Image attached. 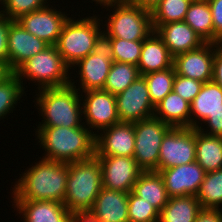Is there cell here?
Returning <instances> with one entry per match:
<instances>
[{
    "instance_id": "6da1fadb",
    "label": "cell",
    "mask_w": 222,
    "mask_h": 222,
    "mask_svg": "<svg viewBox=\"0 0 222 222\" xmlns=\"http://www.w3.org/2000/svg\"><path fill=\"white\" fill-rule=\"evenodd\" d=\"M41 159V160H40ZM15 181L12 200L56 201L64 203L67 188L68 163L40 157ZM22 175V176H21Z\"/></svg>"
},
{
    "instance_id": "7a4b0ae2",
    "label": "cell",
    "mask_w": 222,
    "mask_h": 222,
    "mask_svg": "<svg viewBox=\"0 0 222 222\" xmlns=\"http://www.w3.org/2000/svg\"><path fill=\"white\" fill-rule=\"evenodd\" d=\"M36 138L46 160L76 162L95 155L96 136L84 124L80 127H37Z\"/></svg>"
},
{
    "instance_id": "3957f363",
    "label": "cell",
    "mask_w": 222,
    "mask_h": 222,
    "mask_svg": "<svg viewBox=\"0 0 222 222\" xmlns=\"http://www.w3.org/2000/svg\"><path fill=\"white\" fill-rule=\"evenodd\" d=\"M38 92L34 101L43 120L37 127L73 128L83 124L81 92L74 86L43 88Z\"/></svg>"
},
{
    "instance_id": "277c9868",
    "label": "cell",
    "mask_w": 222,
    "mask_h": 222,
    "mask_svg": "<svg viewBox=\"0 0 222 222\" xmlns=\"http://www.w3.org/2000/svg\"><path fill=\"white\" fill-rule=\"evenodd\" d=\"M102 184L101 167L96 155L68 163L64 205L71 213L90 212Z\"/></svg>"
},
{
    "instance_id": "5b68a950",
    "label": "cell",
    "mask_w": 222,
    "mask_h": 222,
    "mask_svg": "<svg viewBox=\"0 0 222 222\" xmlns=\"http://www.w3.org/2000/svg\"><path fill=\"white\" fill-rule=\"evenodd\" d=\"M70 70L56 46L49 45L42 52L22 63L13 73L21 81L23 87L25 84L23 81L30 80L33 84L36 83L34 84L38 85L36 89L40 90L69 85Z\"/></svg>"
},
{
    "instance_id": "8992f818",
    "label": "cell",
    "mask_w": 222,
    "mask_h": 222,
    "mask_svg": "<svg viewBox=\"0 0 222 222\" xmlns=\"http://www.w3.org/2000/svg\"><path fill=\"white\" fill-rule=\"evenodd\" d=\"M101 23L103 20H100L99 14L77 20L69 17L65 22L55 46L70 69L77 61L92 53L95 41L103 31Z\"/></svg>"
},
{
    "instance_id": "52a82bcc",
    "label": "cell",
    "mask_w": 222,
    "mask_h": 222,
    "mask_svg": "<svg viewBox=\"0 0 222 222\" xmlns=\"http://www.w3.org/2000/svg\"><path fill=\"white\" fill-rule=\"evenodd\" d=\"M110 8V9H109ZM103 31L111 38L128 41L145 40L153 31L151 11L126 1L106 9Z\"/></svg>"
},
{
    "instance_id": "ba28073f",
    "label": "cell",
    "mask_w": 222,
    "mask_h": 222,
    "mask_svg": "<svg viewBox=\"0 0 222 222\" xmlns=\"http://www.w3.org/2000/svg\"><path fill=\"white\" fill-rule=\"evenodd\" d=\"M113 62V47L111 37L102 31L97 37L92 53L77 61L72 67H78V80L70 79V85L80 92L103 90L111 64ZM73 81V82H72ZM76 85V86H75ZM79 87V88H78ZM82 89V90H80Z\"/></svg>"
},
{
    "instance_id": "9c48e42d",
    "label": "cell",
    "mask_w": 222,
    "mask_h": 222,
    "mask_svg": "<svg viewBox=\"0 0 222 222\" xmlns=\"http://www.w3.org/2000/svg\"><path fill=\"white\" fill-rule=\"evenodd\" d=\"M202 124L207 127L203 128ZM190 128L206 135L222 136V88L213 81L205 82L190 103Z\"/></svg>"
},
{
    "instance_id": "30bf717a",
    "label": "cell",
    "mask_w": 222,
    "mask_h": 222,
    "mask_svg": "<svg viewBox=\"0 0 222 222\" xmlns=\"http://www.w3.org/2000/svg\"><path fill=\"white\" fill-rule=\"evenodd\" d=\"M170 128V125L155 116L134 123L133 158L143 171H158L160 146L164 135Z\"/></svg>"
},
{
    "instance_id": "8fae6325",
    "label": "cell",
    "mask_w": 222,
    "mask_h": 222,
    "mask_svg": "<svg viewBox=\"0 0 222 222\" xmlns=\"http://www.w3.org/2000/svg\"><path fill=\"white\" fill-rule=\"evenodd\" d=\"M196 161V128L171 127L162 139L158 171Z\"/></svg>"
},
{
    "instance_id": "7c38bea8",
    "label": "cell",
    "mask_w": 222,
    "mask_h": 222,
    "mask_svg": "<svg viewBox=\"0 0 222 222\" xmlns=\"http://www.w3.org/2000/svg\"><path fill=\"white\" fill-rule=\"evenodd\" d=\"M81 98L83 119H85L83 124L85 123L84 125H87L86 127L95 136L99 131L120 122L114 94L104 90H89L82 92Z\"/></svg>"
},
{
    "instance_id": "4fadbf2b",
    "label": "cell",
    "mask_w": 222,
    "mask_h": 222,
    "mask_svg": "<svg viewBox=\"0 0 222 222\" xmlns=\"http://www.w3.org/2000/svg\"><path fill=\"white\" fill-rule=\"evenodd\" d=\"M115 97L120 122L136 123L154 116L155 106L151 102L148 86L143 76H139Z\"/></svg>"
},
{
    "instance_id": "5bb4252c",
    "label": "cell",
    "mask_w": 222,
    "mask_h": 222,
    "mask_svg": "<svg viewBox=\"0 0 222 222\" xmlns=\"http://www.w3.org/2000/svg\"><path fill=\"white\" fill-rule=\"evenodd\" d=\"M104 188L130 193L143 172L133 157L97 156Z\"/></svg>"
},
{
    "instance_id": "9a60e30c",
    "label": "cell",
    "mask_w": 222,
    "mask_h": 222,
    "mask_svg": "<svg viewBox=\"0 0 222 222\" xmlns=\"http://www.w3.org/2000/svg\"><path fill=\"white\" fill-rule=\"evenodd\" d=\"M47 4L45 7L22 15L16 21L29 33L44 40L49 45H56L68 14ZM56 8V9H55Z\"/></svg>"
},
{
    "instance_id": "2e32d148",
    "label": "cell",
    "mask_w": 222,
    "mask_h": 222,
    "mask_svg": "<svg viewBox=\"0 0 222 222\" xmlns=\"http://www.w3.org/2000/svg\"><path fill=\"white\" fill-rule=\"evenodd\" d=\"M134 149V123L119 122L101 130L96 135V156L133 157Z\"/></svg>"
},
{
    "instance_id": "e0dca14e",
    "label": "cell",
    "mask_w": 222,
    "mask_h": 222,
    "mask_svg": "<svg viewBox=\"0 0 222 222\" xmlns=\"http://www.w3.org/2000/svg\"><path fill=\"white\" fill-rule=\"evenodd\" d=\"M159 173L169 197L196 196L206 174L196 161L164 169Z\"/></svg>"
},
{
    "instance_id": "ac0fdd59",
    "label": "cell",
    "mask_w": 222,
    "mask_h": 222,
    "mask_svg": "<svg viewBox=\"0 0 222 222\" xmlns=\"http://www.w3.org/2000/svg\"><path fill=\"white\" fill-rule=\"evenodd\" d=\"M214 43H205L200 48L187 51L174 57L176 74L200 81H212Z\"/></svg>"
},
{
    "instance_id": "d6986e66",
    "label": "cell",
    "mask_w": 222,
    "mask_h": 222,
    "mask_svg": "<svg viewBox=\"0 0 222 222\" xmlns=\"http://www.w3.org/2000/svg\"><path fill=\"white\" fill-rule=\"evenodd\" d=\"M49 46L26 31L16 20L9 25L8 30V66L14 72L22 63L42 52Z\"/></svg>"
},
{
    "instance_id": "ffe728a7",
    "label": "cell",
    "mask_w": 222,
    "mask_h": 222,
    "mask_svg": "<svg viewBox=\"0 0 222 222\" xmlns=\"http://www.w3.org/2000/svg\"><path fill=\"white\" fill-rule=\"evenodd\" d=\"M12 207L23 222H70L71 212L56 201L13 200ZM14 203V204H13Z\"/></svg>"
},
{
    "instance_id": "44dd1931",
    "label": "cell",
    "mask_w": 222,
    "mask_h": 222,
    "mask_svg": "<svg viewBox=\"0 0 222 222\" xmlns=\"http://www.w3.org/2000/svg\"><path fill=\"white\" fill-rule=\"evenodd\" d=\"M156 33L173 57L200 48L204 40L185 22L177 21L160 25Z\"/></svg>"
},
{
    "instance_id": "7402d4cb",
    "label": "cell",
    "mask_w": 222,
    "mask_h": 222,
    "mask_svg": "<svg viewBox=\"0 0 222 222\" xmlns=\"http://www.w3.org/2000/svg\"><path fill=\"white\" fill-rule=\"evenodd\" d=\"M128 195L103 187L89 213L98 222H129Z\"/></svg>"
},
{
    "instance_id": "603a6c76",
    "label": "cell",
    "mask_w": 222,
    "mask_h": 222,
    "mask_svg": "<svg viewBox=\"0 0 222 222\" xmlns=\"http://www.w3.org/2000/svg\"><path fill=\"white\" fill-rule=\"evenodd\" d=\"M173 61L174 57L156 31L143 40L141 56L137 65L141 76L166 70L173 66Z\"/></svg>"
},
{
    "instance_id": "cb8c5ba5",
    "label": "cell",
    "mask_w": 222,
    "mask_h": 222,
    "mask_svg": "<svg viewBox=\"0 0 222 222\" xmlns=\"http://www.w3.org/2000/svg\"><path fill=\"white\" fill-rule=\"evenodd\" d=\"M154 116L171 127L190 128V103L172 90L155 106Z\"/></svg>"
},
{
    "instance_id": "d4e9b609",
    "label": "cell",
    "mask_w": 222,
    "mask_h": 222,
    "mask_svg": "<svg viewBox=\"0 0 222 222\" xmlns=\"http://www.w3.org/2000/svg\"><path fill=\"white\" fill-rule=\"evenodd\" d=\"M132 192L143 198V201L151 203L159 212L170 198L160 173L154 170L143 171L134 184Z\"/></svg>"
},
{
    "instance_id": "484cf974",
    "label": "cell",
    "mask_w": 222,
    "mask_h": 222,
    "mask_svg": "<svg viewBox=\"0 0 222 222\" xmlns=\"http://www.w3.org/2000/svg\"><path fill=\"white\" fill-rule=\"evenodd\" d=\"M196 162L208 172L222 169V136H210L196 129Z\"/></svg>"
},
{
    "instance_id": "4316f807",
    "label": "cell",
    "mask_w": 222,
    "mask_h": 222,
    "mask_svg": "<svg viewBox=\"0 0 222 222\" xmlns=\"http://www.w3.org/2000/svg\"><path fill=\"white\" fill-rule=\"evenodd\" d=\"M201 209L194 195L170 197L159 213L158 222H194Z\"/></svg>"
},
{
    "instance_id": "83f0119b",
    "label": "cell",
    "mask_w": 222,
    "mask_h": 222,
    "mask_svg": "<svg viewBox=\"0 0 222 222\" xmlns=\"http://www.w3.org/2000/svg\"><path fill=\"white\" fill-rule=\"evenodd\" d=\"M184 21L204 40L214 43L212 12L207 0H193Z\"/></svg>"
},
{
    "instance_id": "f1b7e54d",
    "label": "cell",
    "mask_w": 222,
    "mask_h": 222,
    "mask_svg": "<svg viewBox=\"0 0 222 222\" xmlns=\"http://www.w3.org/2000/svg\"><path fill=\"white\" fill-rule=\"evenodd\" d=\"M140 75L138 66L113 61L103 90L117 95L130 86Z\"/></svg>"
},
{
    "instance_id": "f546056e",
    "label": "cell",
    "mask_w": 222,
    "mask_h": 222,
    "mask_svg": "<svg viewBox=\"0 0 222 222\" xmlns=\"http://www.w3.org/2000/svg\"><path fill=\"white\" fill-rule=\"evenodd\" d=\"M193 0H161L152 10L154 31L163 24L184 21L186 12Z\"/></svg>"
},
{
    "instance_id": "4dcf8cb0",
    "label": "cell",
    "mask_w": 222,
    "mask_h": 222,
    "mask_svg": "<svg viewBox=\"0 0 222 222\" xmlns=\"http://www.w3.org/2000/svg\"><path fill=\"white\" fill-rule=\"evenodd\" d=\"M196 198L202 209H222V169L205 174Z\"/></svg>"
},
{
    "instance_id": "1f68e13d",
    "label": "cell",
    "mask_w": 222,
    "mask_h": 222,
    "mask_svg": "<svg viewBox=\"0 0 222 222\" xmlns=\"http://www.w3.org/2000/svg\"><path fill=\"white\" fill-rule=\"evenodd\" d=\"M175 75L174 66L163 71L142 75L147 83L149 96L154 106L161 102L163 98L173 90Z\"/></svg>"
},
{
    "instance_id": "d6a6232c",
    "label": "cell",
    "mask_w": 222,
    "mask_h": 222,
    "mask_svg": "<svg viewBox=\"0 0 222 222\" xmlns=\"http://www.w3.org/2000/svg\"><path fill=\"white\" fill-rule=\"evenodd\" d=\"M25 89L14 73L0 83V121L16 110L15 106L23 97Z\"/></svg>"
},
{
    "instance_id": "836d02e7",
    "label": "cell",
    "mask_w": 222,
    "mask_h": 222,
    "mask_svg": "<svg viewBox=\"0 0 222 222\" xmlns=\"http://www.w3.org/2000/svg\"><path fill=\"white\" fill-rule=\"evenodd\" d=\"M159 211L151 204L143 201L132 191L128 195L129 222H158Z\"/></svg>"
},
{
    "instance_id": "e575fe53",
    "label": "cell",
    "mask_w": 222,
    "mask_h": 222,
    "mask_svg": "<svg viewBox=\"0 0 222 222\" xmlns=\"http://www.w3.org/2000/svg\"><path fill=\"white\" fill-rule=\"evenodd\" d=\"M113 47V61L138 65L143 40L128 41L120 38H111Z\"/></svg>"
},
{
    "instance_id": "d590c367",
    "label": "cell",
    "mask_w": 222,
    "mask_h": 222,
    "mask_svg": "<svg viewBox=\"0 0 222 222\" xmlns=\"http://www.w3.org/2000/svg\"><path fill=\"white\" fill-rule=\"evenodd\" d=\"M49 0H0V14L10 20H17L22 15L45 7ZM47 3V4H46Z\"/></svg>"
},
{
    "instance_id": "8d00e7d4",
    "label": "cell",
    "mask_w": 222,
    "mask_h": 222,
    "mask_svg": "<svg viewBox=\"0 0 222 222\" xmlns=\"http://www.w3.org/2000/svg\"><path fill=\"white\" fill-rule=\"evenodd\" d=\"M203 84L204 83L200 81L176 74L173 84V91L180 95L184 100L191 103L200 92Z\"/></svg>"
},
{
    "instance_id": "74e56055",
    "label": "cell",
    "mask_w": 222,
    "mask_h": 222,
    "mask_svg": "<svg viewBox=\"0 0 222 222\" xmlns=\"http://www.w3.org/2000/svg\"><path fill=\"white\" fill-rule=\"evenodd\" d=\"M212 12L214 43H222V0H207Z\"/></svg>"
},
{
    "instance_id": "f35d334b",
    "label": "cell",
    "mask_w": 222,
    "mask_h": 222,
    "mask_svg": "<svg viewBox=\"0 0 222 222\" xmlns=\"http://www.w3.org/2000/svg\"><path fill=\"white\" fill-rule=\"evenodd\" d=\"M13 20L0 14V61L8 65V30Z\"/></svg>"
},
{
    "instance_id": "ab89813d",
    "label": "cell",
    "mask_w": 222,
    "mask_h": 222,
    "mask_svg": "<svg viewBox=\"0 0 222 222\" xmlns=\"http://www.w3.org/2000/svg\"><path fill=\"white\" fill-rule=\"evenodd\" d=\"M212 81L222 88V43H214Z\"/></svg>"
},
{
    "instance_id": "60d3db41",
    "label": "cell",
    "mask_w": 222,
    "mask_h": 222,
    "mask_svg": "<svg viewBox=\"0 0 222 222\" xmlns=\"http://www.w3.org/2000/svg\"><path fill=\"white\" fill-rule=\"evenodd\" d=\"M194 222H222V209H201Z\"/></svg>"
},
{
    "instance_id": "b9f144b4",
    "label": "cell",
    "mask_w": 222,
    "mask_h": 222,
    "mask_svg": "<svg viewBox=\"0 0 222 222\" xmlns=\"http://www.w3.org/2000/svg\"><path fill=\"white\" fill-rule=\"evenodd\" d=\"M126 2L140 6L141 8L151 11L161 0H125Z\"/></svg>"
},
{
    "instance_id": "7bdbcfd3",
    "label": "cell",
    "mask_w": 222,
    "mask_h": 222,
    "mask_svg": "<svg viewBox=\"0 0 222 222\" xmlns=\"http://www.w3.org/2000/svg\"><path fill=\"white\" fill-rule=\"evenodd\" d=\"M70 222H98L89 212L72 213Z\"/></svg>"
},
{
    "instance_id": "ee69618b",
    "label": "cell",
    "mask_w": 222,
    "mask_h": 222,
    "mask_svg": "<svg viewBox=\"0 0 222 222\" xmlns=\"http://www.w3.org/2000/svg\"><path fill=\"white\" fill-rule=\"evenodd\" d=\"M13 72L6 63L0 61V83L9 77Z\"/></svg>"
},
{
    "instance_id": "f6af8a7d",
    "label": "cell",
    "mask_w": 222,
    "mask_h": 222,
    "mask_svg": "<svg viewBox=\"0 0 222 222\" xmlns=\"http://www.w3.org/2000/svg\"><path fill=\"white\" fill-rule=\"evenodd\" d=\"M125 0H92L91 3L96 2V5L99 4L100 7L103 6V8L111 7L115 4H119L124 2Z\"/></svg>"
}]
</instances>
